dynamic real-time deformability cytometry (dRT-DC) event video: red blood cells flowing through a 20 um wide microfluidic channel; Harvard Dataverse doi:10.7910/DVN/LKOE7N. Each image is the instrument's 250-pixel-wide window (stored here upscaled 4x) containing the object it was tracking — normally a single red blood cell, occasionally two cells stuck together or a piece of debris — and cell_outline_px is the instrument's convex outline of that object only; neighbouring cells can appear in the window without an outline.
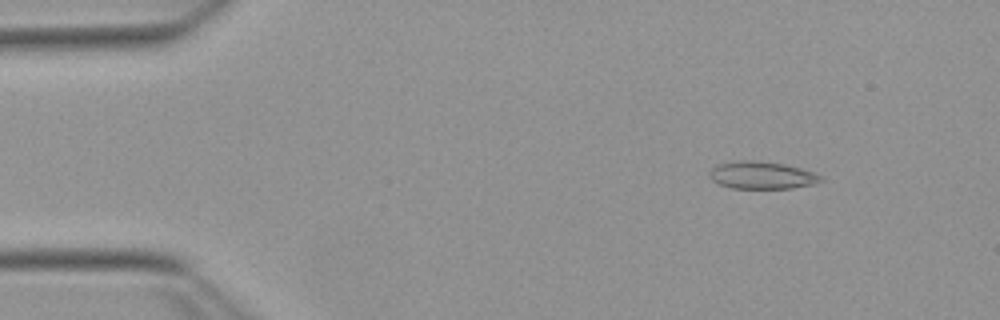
{"species": "Egyptian fruit bat (a non-hibernating species)", "species_latin": "Rousettus aegyptiacus", "temperature_condition": "warm", "stored_images_in_passage": 54, "camera_frame_rate_fps": 3000, "um_per_image_px": 0.085, "animal": {"sex": "female"}, "frame": {"image": 1, "passage_image": 7, "time_ms": 2.0, "image_size_px": [1000, 320], "cell_outline_px": [[824, 180], [812, 184], [792, 188], [732, 188], [720, 184], [712, 180], [708, 176], [708, 172], [716, 164], [740, 160], [756, 160], [784, 164], [800, 168], [824, 176]], "centroid_in_image_um": [64.74, 14.88], "position_along_channel_um": 20.3, "area_um2": 17.86}}
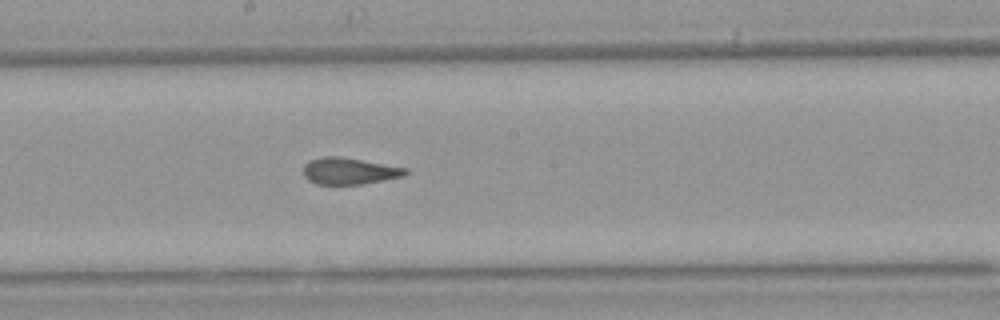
{"frame": {"image": 2, "passage_image": 29, "time_ms": 9.333, "image_size_px": [1000, 320], "cell_outline_px": [[408, 172], [404, 176], [360, 184], [316, 184], [308, 180], [304, 176], [304, 164], [308, 160], [320, 156], [340, 156], [408, 168]], "centroid_in_image_um": [29.66, 14.52], "position_along_channel_um": 218.5, "area_um2": 15.9}}
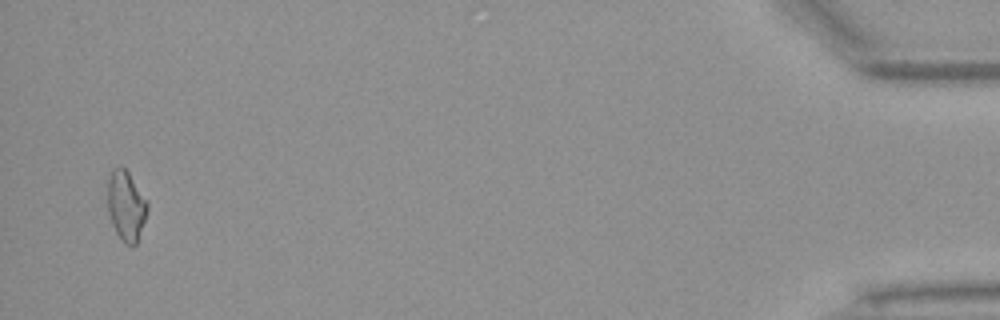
{"frame": {"image": 3, "passage_image": 52, "time_ms": 17.0, "image_size_px": [1000, 320], "cell_outline_px": [[148, 208], [136, 244], [132, 248], [124, 244], [120, 240], [112, 224], [108, 212], [108, 176], [112, 168], [120, 164], [128, 172], [148, 200]], "centroid_in_image_um": [10.71, 17.48], "position_along_channel_um": 424.5, "area_um2": 16.47}, "authors_computed_cell_mechanics": {"area_um2": 16.762, "velocity_mm_per_s": 3.8434, "shape_relaxation_time_tau1_ms": null, "shape_relaxation_time_tau2_ms": 1.474, "deformation_change_tau1": null, "deformation_change_tau2": 0.0908}}